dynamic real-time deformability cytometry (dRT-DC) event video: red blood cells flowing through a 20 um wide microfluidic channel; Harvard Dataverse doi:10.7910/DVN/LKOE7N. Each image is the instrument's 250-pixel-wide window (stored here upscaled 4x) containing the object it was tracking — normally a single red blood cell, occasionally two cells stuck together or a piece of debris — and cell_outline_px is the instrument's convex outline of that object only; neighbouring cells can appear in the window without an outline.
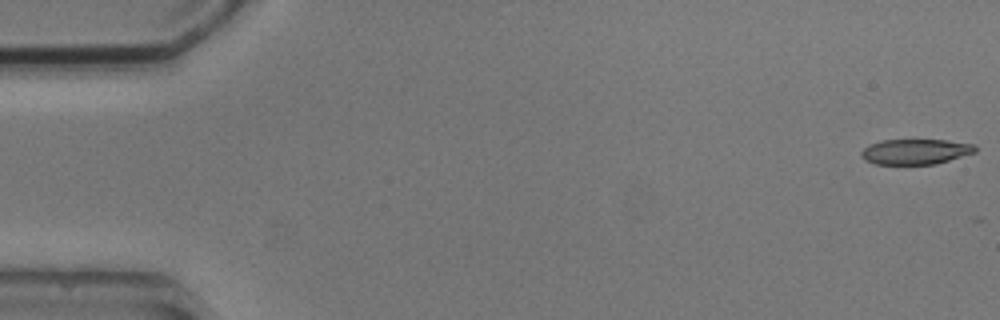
{"species": "common noctule bat (a hibernating species)", "species_latin": "Nyctalus noctula", "temperature_condition": "cold", "stored_images_in_passage": 5, "segment_of_instrument_passage": [1, 2], "camera_frame_rate_fps": 3000, "um_per_image_px": 0.085, "animal": {"sex": "male", "body_mass_g": 20.5, "forearm_length_mm": 52.5}, "frame": {"image": 1, "passage_image": 1, "time_ms": 0.0, "image_size_px": [1000, 320], "cell_outline_px": [[976, 152], [936, 164], [876, 164], [864, 160], [860, 156], [860, 152], [868, 144], [884, 140], [948, 140], [976, 144]], "centroid_in_image_um": [77.81, 12.89], "position_along_channel_um": 7.2, "area_um2": 16.94}}
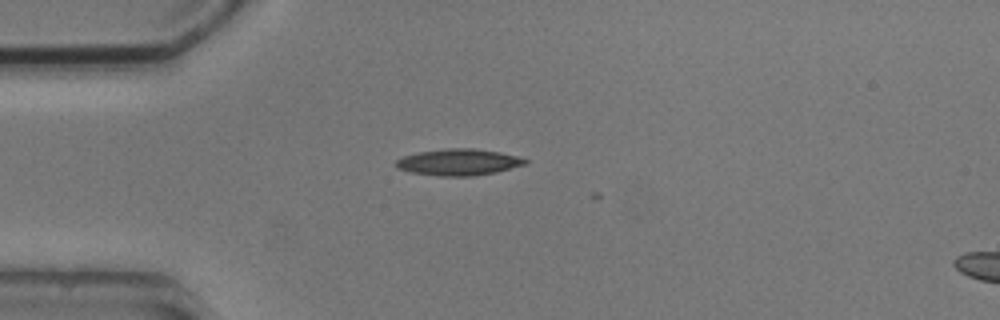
{"frame": {"image": 2, "passage_image": 4, "time_ms": 4.333, "image_size_px": [1000, 320], "cell_outline_px": [[528, 164], [496, 172], [472, 176], [436, 176], [412, 172], [396, 168], [396, 160], [404, 156], [420, 152], [448, 148], [476, 148], [500, 152], [516, 156], [528, 160]], "centroid_in_image_um": [39.01, 13.78], "position_along_channel_um": 46.0, "area_um2": 19.88}}